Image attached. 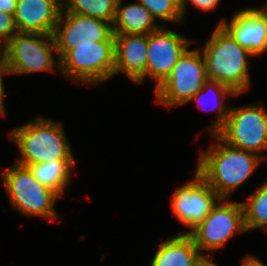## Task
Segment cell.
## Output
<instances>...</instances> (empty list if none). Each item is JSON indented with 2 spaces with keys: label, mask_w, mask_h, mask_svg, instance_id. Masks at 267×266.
Returning a JSON list of instances; mask_svg holds the SVG:
<instances>
[{
  "label": "cell",
  "mask_w": 267,
  "mask_h": 266,
  "mask_svg": "<svg viewBox=\"0 0 267 266\" xmlns=\"http://www.w3.org/2000/svg\"><path fill=\"white\" fill-rule=\"evenodd\" d=\"M210 136L218 142L200 152L195 170L220 198L230 199L234 191L249 180L263 159L229 145L218 134Z\"/></svg>",
  "instance_id": "obj_1"
},
{
  "label": "cell",
  "mask_w": 267,
  "mask_h": 266,
  "mask_svg": "<svg viewBox=\"0 0 267 266\" xmlns=\"http://www.w3.org/2000/svg\"><path fill=\"white\" fill-rule=\"evenodd\" d=\"M63 127L61 121L37 116L13 128L8 136L21 155L14 162L28 167L52 160H75Z\"/></svg>",
  "instance_id": "obj_2"
},
{
  "label": "cell",
  "mask_w": 267,
  "mask_h": 266,
  "mask_svg": "<svg viewBox=\"0 0 267 266\" xmlns=\"http://www.w3.org/2000/svg\"><path fill=\"white\" fill-rule=\"evenodd\" d=\"M201 52L209 80L229 86L242 95L250 89L249 58L253 56L218 25L203 45Z\"/></svg>",
  "instance_id": "obj_3"
},
{
  "label": "cell",
  "mask_w": 267,
  "mask_h": 266,
  "mask_svg": "<svg viewBox=\"0 0 267 266\" xmlns=\"http://www.w3.org/2000/svg\"><path fill=\"white\" fill-rule=\"evenodd\" d=\"M1 180L12 208L26 216H37L49 221L60 218L54 208L56 192L41 184L28 167L14 164L1 173Z\"/></svg>",
  "instance_id": "obj_4"
},
{
  "label": "cell",
  "mask_w": 267,
  "mask_h": 266,
  "mask_svg": "<svg viewBox=\"0 0 267 266\" xmlns=\"http://www.w3.org/2000/svg\"><path fill=\"white\" fill-rule=\"evenodd\" d=\"M115 41L96 42L94 45H73L60 59L63 77L79 84L99 85L114 77Z\"/></svg>",
  "instance_id": "obj_5"
},
{
  "label": "cell",
  "mask_w": 267,
  "mask_h": 266,
  "mask_svg": "<svg viewBox=\"0 0 267 266\" xmlns=\"http://www.w3.org/2000/svg\"><path fill=\"white\" fill-rule=\"evenodd\" d=\"M3 48L11 75L53 73L56 69L59 72L60 60L54 56L57 52L53 35L17 32Z\"/></svg>",
  "instance_id": "obj_6"
},
{
  "label": "cell",
  "mask_w": 267,
  "mask_h": 266,
  "mask_svg": "<svg viewBox=\"0 0 267 266\" xmlns=\"http://www.w3.org/2000/svg\"><path fill=\"white\" fill-rule=\"evenodd\" d=\"M240 233H246L242 202L221 198L207 217L187 234L203 255V251H207L206 255L216 256L213 251L217 252L232 236Z\"/></svg>",
  "instance_id": "obj_7"
},
{
  "label": "cell",
  "mask_w": 267,
  "mask_h": 266,
  "mask_svg": "<svg viewBox=\"0 0 267 266\" xmlns=\"http://www.w3.org/2000/svg\"><path fill=\"white\" fill-rule=\"evenodd\" d=\"M207 80L206 63L201 50L188 48L167 79L154 90L156 103L169 108L184 106Z\"/></svg>",
  "instance_id": "obj_8"
},
{
  "label": "cell",
  "mask_w": 267,
  "mask_h": 266,
  "mask_svg": "<svg viewBox=\"0 0 267 266\" xmlns=\"http://www.w3.org/2000/svg\"><path fill=\"white\" fill-rule=\"evenodd\" d=\"M217 134L229 145L267 159L262 155L267 152V109L262 102L231 106L227 121Z\"/></svg>",
  "instance_id": "obj_9"
},
{
  "label": "cell",
  "mask_w": 267,
  "mask_h": 266,
  "mask_svg": "<svg viewBox=\"0 0 267 266\" xmlns=\"http://www.w3.org/2000/svg\"><path fill=\"white\" fill-rule=\"evenodd\" d=\"M53 37L60 60L73 45H94L96 42L115 41L113 25L87 15L66 12L63 8Z\"/></svg>",
  "instance_id": "obj_10"
},
{
  "label": "cell",
  "mask_w": 267,
  "mask_h": 266,
  "mask_svg": "<svg viewBox=\"0 0 267 266\" xmlns=\"http://www.w3.org/2000/svg\"><path fill=\"white\" fill-rule=\"evenodd\" d=\"M192 181L179 186L171 196L170 207L173 216L180 224L188 228V233L203 221L212 208L221 199L195 170Z\"/></svg>",
  "instance_id": "obj_11"
},
{
  "label": "cell",
  "mask_w": 267,
  "mask_h": 266,
  "mask_svg": "<svg viewBox=\"0 0 267 266\" xmlns=\"http://www.w3.org/2000/svg\"><path fill=\"white\" fill-rule=\"evenodd\" d=\"M192 42L194 43L165 26L148 34L146 78L155 82V89L167 79Z\"/></svg>",
  "instance_id": "obj_12"
},
{
  "label": "cell",
  "mask_w": 267,
  "mask_h": 266,
  "mask_svg": "<svg viewBox=\"0 0 267 266\" xmlns=\"http://www.w3.org/2000/svg\"><path fill=\"white\" fill-rule=\"evenodd\" d=\"M253 57L267 52V8H245L218 22Z\"/></svg>",
  "instance_id": "obj_13"
},
{
  "label": "cell",
  "mask_w": 267,
  "mask_h": 266,
  "mask_svg": "<svg viewBox=\"0 0 267 266\" xmlns=\"http://www.w3.org/2000/svg\"><path fill=\"white\" fill-rule=\"evenodd\" d=\"M116 74H125L135 84L145 83L148 34H114Z\"/></svg>",
  "instance_id": "obj_14"
},
{
  "label": "cell",
  "mask_w": 267,
  "mask_h": 266,
  "mask_svg": "<svg viewBox=\"0 0 267 266\" xmlns=\"http://www.w3.org/2000/svg\"><path fill=\"white\" fill-rule=\"evenodd\" d=\"M62 0H18L14 21L18 32L53 35Z\"/></svg>",
  "instance_id": "obj_15"
},
{
  "label": "cell",
  "mask_w": 267,
  "mask_h": 266,
  "mask_svg": "<svg viewBox=\"0 0 267 266\" xmlns=\"http://www.w3.org/2000/svg\"><path fill=\"white\" fill-rule=\"evenodd\" d=\"M202 256L187 233H178L160 243L150 266H195Z\"/></svg>",
  "instance_id": "obj_16"
},
{
  "label": "cell",
  "mask_w": 267,
  "mask_h": 266,
  "mask_svg": "<svg viewBox=\"0 0 267 266\" xmlns=\"http://www.w3.org/2000/svg\"><path fill=\"white\" fill-rule=\"evenodd\" d=\"M211 96V97H210ZM230 96H239L234 90H232L229 86L220 83L214 80H207L203 88L200 89L190 100L189 102L195 101L197 103V107L203 109L204 111H217V118L210 125L209 134H217L225 125L227 121V117L230 112L231 106H226L225 98ZM205 103H209L210 105L207 107ZM206 108H205V107ZM208 108V109H207Z\"/></svg>",
  "instance_id": "obj_17"
},
{
  "label": "cell",
  "mask_w": 267,
  "mask_h": 266,
  "mask_svg": "<svg viewBox=\"0 0 267 266\" xmlns=\"http://www.w3.org/2000/svg\"><path fill=\"white\" fill-rule=\"evenodd\" d=\"M123 2V0H118L117 3L113 22L114 34H150L162 26L139 2L130 4Z\"/></svg>",
  "instance_id": "obj_18"
},
{
  "label": "cell",
  "mask_w": 267,
  "mask_h": 266,
  "mask_svg": "<svg viewBox=\"0 0 267 266\" xmlns=\"http://www.w3.org/2000/svg\"><path fill=\"white\" fill-rule=\"evenodd\" d=\"M76 160H52L46 163L29 165L34 177L44 186L56 192L61 198L71 183L72 170Z\"/></svg>",
  "instance_id": "obj_19"
},
{
  "label": "cell",
  "mask_w": 267,
  "mask_h": 266,
  "mask_svg": "<svg viewBox=\"0 0 267 266\" xmlns=\"http://www.w3.org/2000/svg\"><path fill=\"white\" fill-rule=\"evenodd\" d=\"M252 192L247 197V201H241L246 232L261 228L267 232V181L262 182Z\"/></svg>",
  "instance_id": "obj_20"
},
{
  "label": "cell",
  "mask_w": 267,
  "mask_h": 266,
  "mask_svg": "<svg viewBox=\"0 0 267 266\" xmlns=\"http://www.w3.org/2000/svg\"><path fill=\"white\" fill-rule=\"evenodd\" d=\"M118 0H62L63 9L73 14L91 16L113 25Z\"/></svg>",
  "instance_id": "obj_21"
},
{
  "label": "cell",
  "mask_w": 267,
  "mask_h": 266,
  "mask_svg": "<svg viewBox=\"0 0 267 266\" xmlns=\"http://www.w3.org/2000/svg\"><path fill=\"white\" fill-rule=\"evenodd\" d=\"M155 18L165 22L183 24L182 0H136Z\"/></svg>",
  "instance_id": "obj_22"
},
{
  "label": "cell",
  "mask_w": 267,
  "mask_h": 266,
  "mask_svg": "<svg viewBox=\"0 0 267 266\" xmlns=\"http://www.w3.org/2000/svg\"><path fill=\"white\" fill-rule=\"evenodd\" d=\"M17 32L14 16L0 10V46L3 47Z\"/></svg>",
  "instance_id": "obj_23"
},
{
  "label": "cell",
  "mask_w": 267,
  "mask_h": 266,
  "mask_svg": "<svg viewBox=\"0 0 267 266\" xmlns=\"http://www.w3.org/2000/svg\"><path fill=\"white\" fill-rule=\"evenodd\" d=\"M221 0H182V15L183 19L187 14V7L189 6V2L195 8L202 10L203 12H210L215 10Z\"/></svg>",
  "instance_id": "obj_24"
},
{
  "label": "cell",
  "mask_w": 267,
  "mask_h": 266,
  "mask_svg": "<svg viewBox=\"0 0 267 266\" xmlns=\"http://www.w3.org/2000/svg\"><path fill=\"white\" fill-rule=\"evenodd\" d=\"M5 74L7 75H11L10 69H9V65L7 63V59H6V54L4 51V48L0 46V109L4 112V114H6L5 110V101H4V97H5V92H4V85H3V76H5Z\"/></svg>",
  "instance_id": "obj_25"
},
{
  "label": "cell",
  "mask_w": 267,
  "mask_h": 266,
  "mask_svg": "<svg viewBox=\"0 0 267 266\" xmlns=\"http://www.w3.org/2000/svg\"><path fill=\"white\" fill-rule=\"evenodd\" d=\"M18 0H0V10L14 15Z\"/></svg>",
  "instance_id": "obj_26"
},
{
  "label": "cell",
  "mask_w": 267,
  "mask_h": 266,
  "mask_svg": "<svg viewBox=\"0 0 267 266\" xmlns=\"http://www.w3.org/2000/svg\"><path fill=\"white\" fill-rule=\"evenodd\" d=\"M240 266H267L259 258L253 256L252 254L243 257Z\"/></svg>",
  "instance_id": "obj_27"
},
{
  "label": "cell",
  "mask_w": 267,
  "mask_h": 266,
  "mask_svg": "<svg viewBox=\"0 0 267 266\" xmlns=\"http://www.w3.org/2000/svg\"><path fill=\"white\" fill-rule=\"evenodd\" d=\"M195 266H218V265L214 263V256L210 258L209 255H203Z\"/></svg>",
  "instance_id": "obj_28"
},
{
  "label": "cell",
  "mask_w": 267,
  "mask_h": 266,
  "mask_svg": "<svg viewBox=\"0 0 267 266\" xmlns=\"http://www.w3.org/2000/svg\"><path fill=\"white\" fill-rule=\"evenodd\" d=\"M0 116H5L4 112L0 109Z\"/></svg>",
  "instance_id": "obj_29"
}]
</instances>
